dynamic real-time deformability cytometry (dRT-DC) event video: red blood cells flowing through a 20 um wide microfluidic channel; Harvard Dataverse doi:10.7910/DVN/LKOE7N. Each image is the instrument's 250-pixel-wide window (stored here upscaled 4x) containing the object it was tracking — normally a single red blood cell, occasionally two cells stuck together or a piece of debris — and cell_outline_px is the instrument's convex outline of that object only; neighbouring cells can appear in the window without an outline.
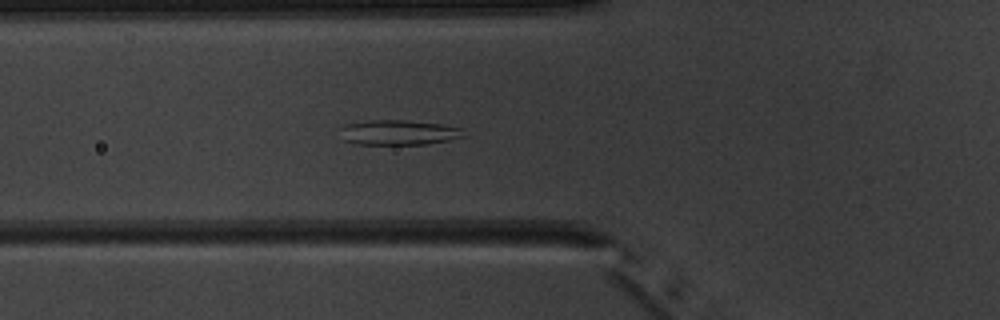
{"species": "common noctule bat (a hibernating species)", "species_latin": "Nyctalus noctula", "temperature_condition": "warm", "stored_images_in_passage": 5, "camera_frame_rate_fps": 3000, "um_per_image_px": 0.085, "animal": {"sex": "male", "body_mass_g": 20.1, "forearm_length_mm": 53.5}, "frame": {"image": 1, "passage_image": 5, "time_ms": 4.667, "image_size_px": [1000, 320], "cell_outline_px": [[464, 136], [448, 140], [428, 144], [356, 144], [344, 140], [340, 128], [344, 124], [368, 120], [404, 120], [440, 124], [464, 128]], "centroid_in_image_um": [33.88, 11.25], "position_along_channel_um": 91.9, "area_um2": 17.98}}